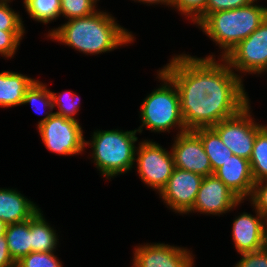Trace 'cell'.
<instances>
[{
	"label": "cell",
	"mask_w": 267,
	"mask_h": 267,
	"mask_svg": "<svg viewBox=\"0 0 267 267\" xmlns=\"http://www.w3.org/2000/svg\"><path fill=\"white\" fill-rule=\"evenodd\" d=\"M215 57L177 54L161 68L177 86L186 130L210 128L251 103L244 80Z\"/></svg>",
	"instance_id": "obj_1"
},
{
	"label": "cell",
	"mask_w": 267,
	"mask_h": 267,
	"mask_svg": "<svg viewBox=\"0 0 267 267\" xmlns=\"http://www.w3.org/2000/svg\"><path fill=\"white\" fill-rule=\"evenodd\" d=\"M107 11L70 19L48 31V38L74 48L85 55L103 54L134 43L132 32L117 23Z\"/></svg>",
	"instance_id": "obj_2"
},
{
	"label": "cell",
	"mask_w": 267,
	"mask_h": 267,
	"mask_svg": "<svg viewBox=\"0 0 267 267\" xmlns=\"http://www.w3.org/2000/svg\"><path fill=\"white\" fill-rule=\"evenodd\" d=\"M257 4L256 1L244 7L211 13L198 25L222 50L221 58L266 20L267 6Z\"/></svg>",
	"instance_id": "obj_3"
},
{
	"label": "cell",
	"mask_w": 267,
	"mask_h": 267,
	"mask_svg": "<svg viewBox=\"0 0 267 267\" xmlns=\"http://www.w3.org/2000/svg\"><path fill=\"white\" fill-rule=\"evenodd\" d=\"M138 131L134 130H95L85 145L91 148V162L107 180L126 174L135 166Z\"/></svg>",
	"instance_id": "obj_4"
},
{
	"label": "cell",
	"mask_w": 267,
	"mask_h": 267,
	"mask_svg": "<svg viewBox=\"0 0 267 267\" xmlns=\"http://www.w3.org/2000/svg\"><path fill=\"white\" fill-rule=\"evenodd\" d=\"M157 79L162 82L161 86L148 94L140 106L141 125L136 129L138 134L142 133L144 127L154 133H170L173 128L177 129V135L187 131L177 86L161 69L157 70Z\"/></svg>",
	"instance_id": "obj_5"
},
{
	"label": "cell",
	"mask_w": 267,
	"mask_h": 267,
	"mask_svg": "<svg viewBox=\"0 0 267 267\" xmlns=\"http://www.w3.org/2000/svg\"><path fill=\"white\" fill-rule=\"evenodd\" d=\"M136 156L134 163L140 180L159 194L175 169L171 148L168 151L146 139L138 142Z\"/></svg>",
	"instance_id": "obj_6"
},
{
	"label": "cell",
	"mask_w": 267,
	"mask_h": 267,
	"mask_svg": "<svg viewBox=\"0 0 267 267\" xmlns=\"http://www.w3.org/2000/svg\"><path fill=\"white\" fill-rule=\"evenodd\" d=\"M80 124L79 120L53 113L37 128L47 150L58 155L74 156L86 149L84 131Z\"/></svg>",
	"instance_id": "obj_7"
},
{
	"label": "cell",
	"mask_w": 267,
	"mask_h": 267,
	"mask_svg": "<svg viewBox=\"0 0 267 267\" xmlns=\"http://www.w3.org/2000/svg\"><path fill=\"white\" fill-rule=\"evenodd\" d=\"M249 103L236 115L211 128L234 155L250 160L257 132L264 126L255 121Z\"/></svg>",
	"instance_id": "obj_8"
},
{
	"label": "cell",
	"mask_w": 267,
	"mask_h": 267,
	"mask_svg": "<svg viewBox=\"0 0 267 267\" xmlns=\"http://www.w3.org/2000/svg\"><path fill=\"white\" fill-rule=\"evenodd\" d=\"M227 64L243 79L246 75H261L267 68V18L247 38L238 43L224 58ZM240 74H239V73Z\"/></svg>",
	"instance_id": "obj_9"
},
{
	"label": "cell",
	"mask_w": 267,
	"mask_h": 267,
	"mask_svg": "<svg viewBox=\"0 0 267 267\" xmlns=\"http://www.w3.org/2000/svg\"><path fill=\"white\" fill-rule=\"evenodd\" d=\"M202 181V175L175 167L159 197L173 212L187 215L194 205Z\"/></svg>",
	"instance_id": "obj_10"
},
{
	"label": "cell",
	"mask_w": 267,
	"mask_h": 267,
	"mask_svg": "<svg viewBox=\"0 0 267 267\" xmlns=\"http://www.w3.org/2000/svg\"><path fill=\"white\" fill-rule=\"evenodd\" d=\"M241 203L244 201H241L223 181L213 174L203 177L194 205L188 214L197 212L220 216L235 210Z\"/></svg>",
	"instance_id": "obj_11"
},
{
	"label": "cell",
	"mask_w": 267,
	"mask_h": 267,
	"mask_svg": "<svg viewBox=\"0 0 267 267\" xmlns=\"http://www.w3.org/2000/svg\"><path fill=\"white\" fill-rule=\"evenodd\" d=\"M133 253L132 267H195V255L180 246L146 243L137 245Z\"/></svg>",
	"instance_id": "obj_12"
},
{
	"label": "cell",
	"mask_w": 267,
	"mask_h": 267,
	"mask_svg": "<svg viewBox=\"0 0 267 267\" xmlns=\"http://www.w3.org/2000/svg\"><path fill=\"white\" fill-rule=\"evenodd\" d=\"M171 151L175 167L203 177L213 175L212 166L200 137L193 131L176 134Z\"/></svg>",
	"instance_id": "obj_13"
},
{
	"label": "cell",
	"mask_w": 267,
	"mask_h": 267,
	"mask_svg": "<svg viewBox=\"0 0 267 267\" xmlns=\"http://www.w3.org/2000/svg\"><path fill=\"white\" fill-rule=\"evenodd\" d=\"M253 209L256 215L243 212L233 219L231 235L238 254L267 246V219L256 208Z\"/></svg>",
	"instance_id": "obj_14"
},
{
	"label": "cell",
	"mask_w": 267,
	"mask_h": 267,
	"mask_svg": "<svg viewBox=\"0 0 267 267\" xmlns=\"http://www.w3.org/2000/svg\"><path fill=\"white\" fill-rule=\"evenodd\" d=\"M213 174L241 201H248L255 183L249 160L233 154Z\"/></svg>",
	"instance_id": "obj_15"
},
{
	"label": "cell",
	"mask_w": 267,
	"mask_h": 267,
	"mask_svg": "<svg viewBox=\"0 0 267 267\" xmlns=\"http://www.w3.org/2000/svg\"><path fill=\"white\" fill-rule=\"evenodd\" d=\"M40 208L13 188H0V219L8 224L29 220Z\"/></svg>",
	"instance_id": "obj_16"
},
{
	"label": "cell",
	"mask_w": 267,
	"mask_h": 267,
	"mask_svg": "<svg viewBox=\"0 0 267 267\" xmlns=\"http://www.w3.org/2000/svg\"><path fill=\"white\" fill-rule=\"evenodd\" d=\"M35 80L18 72H0V107L21 106L26 90Z\"/></svg>",
	"instance_id": "obj_17"
},
{
	"label": "cell",
	"mask_w": 267,
	"mask_h": 267,
	"mask_svg": "<svg viewBox=\"0 0 267 267\" xmlns=\"http://www.w3.org/2000/svg\"><path fill=\"white\" fill-rule=\"evenodd\" d=\"M41 209L31 217V252H56L59 237Z\"/></svg>",
	"instance_id": "obj_18"
},
{
	"label": "cell",
	"mask_w": 267,
	"mask_h": 267,
	"mask_svg": "<svg viewBox=\"0 0 267 267\" xmlns=\"http://www.w3.org/2000/svg\"><path fill=\"white\" fill-rule=\"evenodd\" d=\"M8 250L12 259L18 262L31 253V218L15 224H8L5 232Z\"/></svg>",
	"instance_id": "obj_19"
},
{
	"label": "cell",
	"mask_w": 267,
	"mask_h": 267,
	"mask_svg": "<svg viewBox=\"0 0 267 267\" xmlns=\"http://www.w3.org/2000/svg\"><path fill=\"white\" fill-rule=\"evenodd\" d=\"M193 131L200 137L214 173L233 155V152L222 142L219 135L211 127L198 128Z\"/></svg>",
	"instance_id": "obj_20"
},
{
	"label": "cell",
	"mask_w": 267,
	"mask_h": 267,
	"mask_svg": "<svg viewBox=\"0 0 267 267\" xmlns=\"http://www.w3.org/2000/svg\"><path fill=\"white\" fill-rule=\"evenodd\" d=\"M26 104H31V108H33L37 114L45 115L38 121V126L46 122L54 113L51 90L47 88L45 83L39 80H35L26 90L22 105Z\"/></svg>",
	"instance_id": "obj_21"
},
{
	"label": "cell",
	"mask_w": 267,
	"mask_h": 267,
	"mask_svg": "<svg viewBox=\"0 0 267 267\" xmlns=\"http://www.w3.org/2000/svg\"><path fill=\"white\" fill-rule=\"evenodd\" d=\"M249 161L254 181L267 179V125L265 124L256 134Z\"/></svg>",
	"instance_id": "obj_22"
},
{
	"label": "cell",
	"mask_w": 267,
	"mask_h": 267,
	"mask_svg": "<svg viewBox=\"0 0 267 267\" xmlns=\"http://www.w3.org/2000/svg\"><path fill=\"white\" fill-rule=\"evenodd\" d=\"M24 9L31 19L49 24L60 17V0H23Z\"/></svg>",
	"instance_id": "obj_23"
},
{
	"label": "cell",
	"mask_w": 267,
	"mask_h": 267,
	"mask_svg": "<svg viewBox=\"0 0 267 267\" xmlns=\"http://www.w3.org/2000/svg\"><path fill=\"white\" fill-rule=\"evenodd\" d=\"M51 94L53 109L55 110V107H58V111H55L54 113L68 119L77 120L75 115L79 112L81 104V99L78 95L71 90L58 94L51 91Z\"/></svg>",
	"instance_id": "obj_24"
},
{
	"label": "cell",
	"mask_w": 267,
	"mask_h": 267,
	"mask_svg": "<svg viewBox=\"0 0 267 267\" xmlns=\"http://www.w3.org/2000/svg\"><path fill=\"white\" fill-rule=\"evenodd\" d=\"M97 3L96 0H60V16L70 20L91 15L98 10Z\"/></svg>",
	"instance_id": "obj_25"
},
{
	"label": "cell",
	"mask_w": 267,
	"mask_h": 267,
	"mask_svg": "<svg viewBox=\"0 0 267 267\" xmlns=\"http://www.w3.org/2000/svg\"><path fill=\"white\" fill-rule=\"evenodd\" d=\"M16 267H63L55 252H31L16 262Z\"/></svg>",
	"instance_id": "obj_26"
},
{
	"label": "cell",
	"mask_w": 267,
	"mask_h": 267,
	"mask_svg": "<svg viewBox=\"0 0 267 267\" xmlns=\"http://www.w3.org/2000/svg\"><path fill=\"white\" fill-rule=\"evenodd\" d=\"M256 1L258 0H207L205 10L193 21V24L198 26L211 13L244 7Z\"/></svg>",
	"instance_id": "obj_27"
},
{
	"label": "cell",
	"mask_w": 267,
	"mask_h": 267,
	"mask_svg": "<svg viewBox=\"0 0 267 267\" xmlns=\"http://www.w3.org/2000/svg\"><path fill=\"white\" fill-rule=\"evenodd\" d=\"M10 2L0 3V31H25L21 15L10 7Z\"/></svg>",
	"instance_id": "obj_28"
},
{
	"label": "cell",
	"mask_w": 267,
	"mask_h": 267,
	"mask_svg": "<svg viewBox=\"0 0 267 267\" xmlns=\"http://www.w3.org/2000/svg\"><path fill=\"white\" fill-rule=\"evenodd\" d=\"M25 31H0V55L13 58L23 40Z\"/></svg>",
	"instance_id": "obj_29"
},
{
	"label": "cell",
	"mask_w": 267,
	"mask_h": 267,
	"mask_svg": "<svg viewBox=\"0 0 267 267\" xmlns=\"http://www.w3.org/2000/svg\"><path fill=\"white\" fill-rule=\"evenodd\" d=\"M207 0H173L172 8L193 22L206 7Z\"/></svg>",
	"instance_id": "obj_30"
},
{
	"label": "cell",
	"mask_w": 267,
	"mask_h": 267,
	"mask_svg": "<svg viewBox=\"0 0 267 267\" xmlns=\"http://www.w3.org/2000/svg\"><path fill=\"white\" fill-rule=\"evenodd\" d=\"M248 200L251 206L267 219V179L254 183L252 194Z\"/></svg>",
	"instance_id": "obj_31"
},
{
	"label": "cell",
	"mask_w": 267,
	"mask_h": 267,
	"mask_svg": "<svg viewBox=\"0 0 267 267\" xmlns=\"http://www.w3.org/2000/svg\"><path fill=\"white\" fill-rule=\"evenodd\" d=\"M240 255V260L233 267H267V246L258 251Z\"/></svg>",
	"instance_id": "obj_32"
},
{
	"label": "cell",
	"mask_w": 267,
	"mask_h": 267,
	"mask_svg": "<svg viewBox=\"0 0 267 267\" xmlns=\"http://www.w3.org/2000/svg\"><path fill=\"white\" fill-rule=\"evenodd\" d=\"M0 267H16V262L12 259L8 250L5 235L0 237Z\"/></svg>",
	"instance_id": "obj_33"
},
{
	"label": "cell",
	"mask_w": 267,
	"mask_h": 267,
	"mask_svg": "<svg viewBox=\"0 0 267 267\" xmlns=\"http://www.w3.org/2000/svg\"><path fill=\"white\" fill-rule=\"evenodd\" d=\"M132 1H134V2H142L143 4H146L147 3V5L148 6H150V5H158V4H163V5H166V7L168 6V7H172V2H173V0H132Z\"/></svg>",
	"instance_id": "obj_34"
},
{
	"label": "cell",
	"mask_w": 267,
	"mask_h": 267,
	"mask_svg": "<svg viewBox=\"0 0 267 267\" xmlns=\"http://www.w3.org/2000/svg\"><path fill=\"white\" fill-rule=\"evenodd\" d=\"M7 224L0 219V237L5 235Z\"/></svg>",
	"instance_id": "obj_35"
},
{
	"label": "cell",
	"mask_w": 267,
	"mask_h": 267,
	"mask_svg": "<svg viewBox=\"0 0 267 267\" xmlns=\"http://www.w3.org/2000/svg\"><path fill=\"white\" fill-rule=\"evenodd\" d=\"M7 1H11V0H0V3L2 2H7ZM13 1V0H12Z\"/></svg>",
	"instance_id": "obj_36"
}]
</instances>
